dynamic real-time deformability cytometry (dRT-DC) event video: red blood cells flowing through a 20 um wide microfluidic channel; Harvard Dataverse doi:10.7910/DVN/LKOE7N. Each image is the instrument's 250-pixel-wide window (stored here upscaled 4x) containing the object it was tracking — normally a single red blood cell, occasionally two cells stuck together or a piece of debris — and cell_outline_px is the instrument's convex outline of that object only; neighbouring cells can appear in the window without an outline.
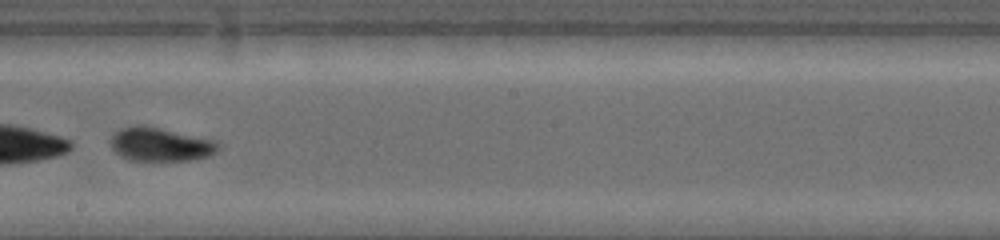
{"species": "common noctule bat (a hibernating species)", "species_latin": "Nyctalus noctula", "temperature_condition": "warm", "stored_images_in_passage": 17, "camera_frame_rate_fps": 4500, "um_per_image_px": 0.085, "animal": {"sex": "female", "body_mass_g": 19.0, "forearm_length_mm": 53.3}, "frame": {"image": 1, "passage_image": 8, "time_ms": 4.889, "image_size_px": [1000, 240], "cell_outline_px": [[220, 148], [216, 152], [208, 156], [192, 160], [128, 160], [120, 156], [112, 148], [108, 140], [120, 128], [136, 124], [144, 124], [216, 140], [220, 144]], "centroid_in_image_um": [13.62, 12.25], "position_along_channel_um": 234.6, "area_um2": 21.44}}
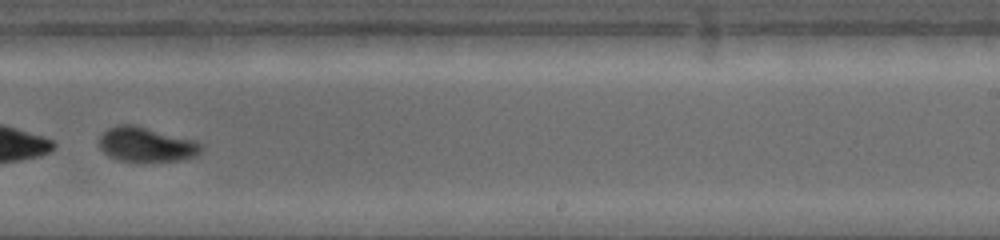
{"frame": {"image": 2, "passage_image": 10, "time_ms": 6.0, "image_size_px": [1000, 240], "cell_outline_px": [[204, 144], [200, 152], [196, 156], [180, 160], [116, 160], [108, 156], [100, 148], [100, 136], [108, 128], [116, 124], [132, 124], [196, 140]], "centroid_in_image_um": [12.45, 12.26], "position_along_channel_um": 276.6, "area_um2": 20.4}}
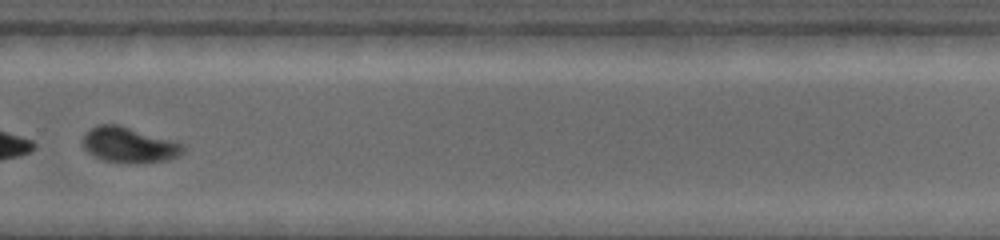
{"frame": {"image": 3, "passage_image": 12, "time_ms": 7.111, "image_size_px": [1000, 240], "cell_outline_px": [[184, 148], [180, 156], [168, 160], [136, 164], [104, 160], [88, 152], [84, 148], [84, 132], [96, 124], [120, 124], [172, 140], [184, 144]], "centroid_in_image_um": [10.99, 12.31], "position_along_channel_um": 318.8, "area_um2": 20.87}}